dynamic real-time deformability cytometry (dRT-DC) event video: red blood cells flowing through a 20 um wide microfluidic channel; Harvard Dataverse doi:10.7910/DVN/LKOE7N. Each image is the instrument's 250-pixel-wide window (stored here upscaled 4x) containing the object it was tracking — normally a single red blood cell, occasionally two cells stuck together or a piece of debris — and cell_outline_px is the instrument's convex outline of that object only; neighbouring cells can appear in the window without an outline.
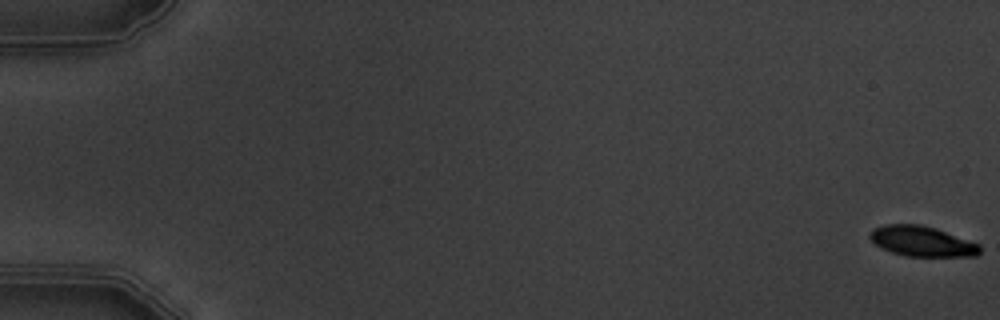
{"species": "common noctule bat (a hibernating species)", "species_latin": "Nyctalus noctula", "temperature_condition": "warm", "stored_images_in_passage": 6, "camera_frame_rate_fps": 3000, "um_per_image_px": 0.085, "animal": {"sex": "male", "body_mass_g": 19.5, "forearm_length_mm": 54.6}, "frame": {"image": 1, "passage_image": 1, "time_ms": 0.0, "image_size_px": [1000, 320], "cell_outline_px": [[980, 252], [976, 256], [908, 256], [892, 252], [880, 248], [868, 236], [872, 228], [884, 224], [920, 224], [936, 228], [980, 244]], "centroid_in_image_um": [78.35, 20.5], "position_along_channel_um": 6.7, "area_um2": 19.42}}
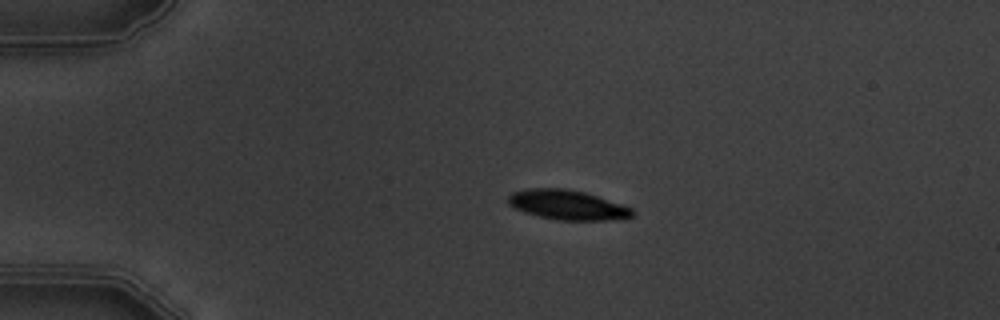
{"frame": {"image": 2, "passage_image": 4, "time_ms": 4.333, "image_size_px": [1000, 320], "cell_outline_px": [[636, 212], [632, 216], [604, 220], [560, 220], [540, 216], [524, 212], [512, 208], [508, 204], [508, 196], [512, 192], [528, 188], [564, 188], [584, 192], [632, 208]], "centroid_in_image_um": [48.17, 17.41], "position_along_channel_um": 36.8, "area_um2": 21.27}}
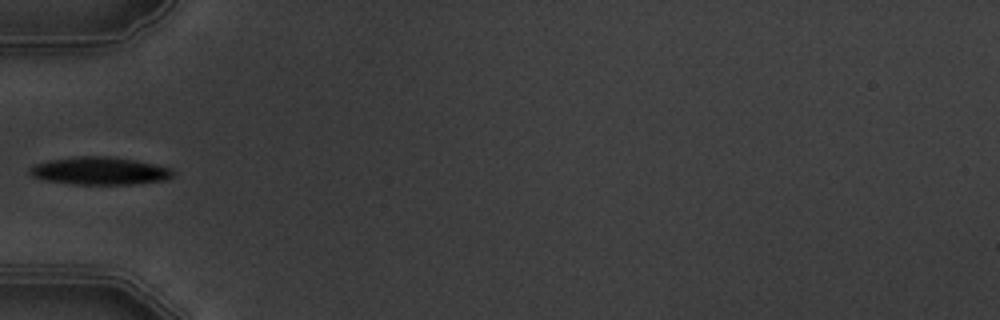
{"frame": {"image": 3, "passage_image": 6, "time_ms": 6.667, "image_size_px": [1000, 320], "cell_outline_px": [[176, 172], [168, 180], [132, 184], [72, 184], [44, 180], [32, 176], [28, 172], [28, 168], [36, 164], [52, 160], [80, 156], [104, 156], [132, 160], [152, 164], [168, 168]], "centroid_in_image_um": [8.46, 14.54], "position_along_channel_um": 76.5, "area_um2": 22.83}}